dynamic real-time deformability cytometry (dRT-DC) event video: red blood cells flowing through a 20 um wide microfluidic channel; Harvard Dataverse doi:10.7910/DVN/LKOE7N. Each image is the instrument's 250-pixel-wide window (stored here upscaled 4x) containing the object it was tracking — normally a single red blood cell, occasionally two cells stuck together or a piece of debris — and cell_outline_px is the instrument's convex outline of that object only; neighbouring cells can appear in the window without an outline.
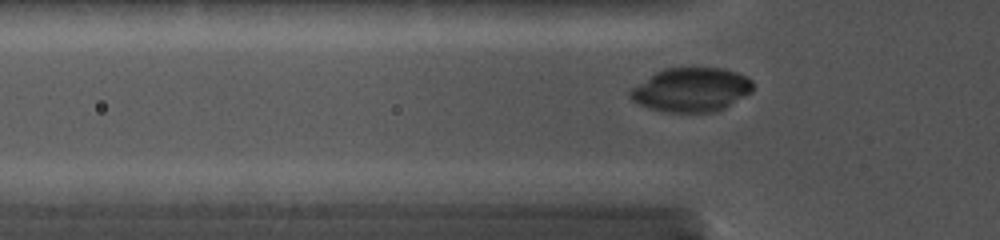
{"species": "common noctule bat (a hibernating species)", "species_latin": "Nyctalus noctula", "temperature_condition": "cold", "stored_images_in_passage": 49, "camera_frame_rate_fps": 5000, "um_per_image_px": 0.085, "animal": {"sex": "female", "body_mass_g": 19.0, "forearm_length_mm": 56.7}, "frame": {"image": 1, "passage_image": 2, "time_ms": 0.2, "image_size_px": [1000, 240], "cell_outline_px": [[752, 92], [720, 108], [708, 112], [672, 112], [652, 108], [640, 104], [632, 96], [632, 88], [656, 72], [664, 68], [724, 68], [748, 76], [752, 80]], "centroid_in_image_um": [58.81, 7.59], "position_along_channel_um": 67.0, "area_um2": 30.52}}
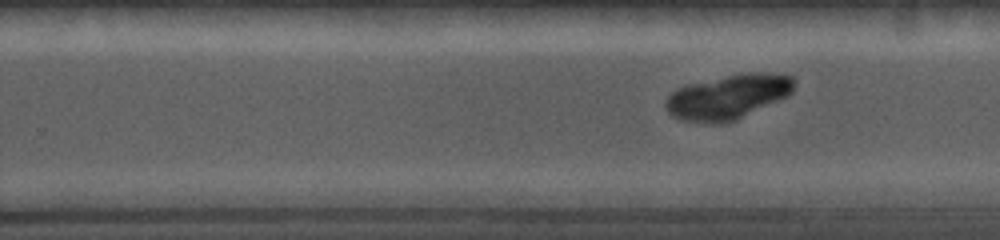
{"frame": {"image": 2, "passage_image": 28, "time_ms": 5.2, "image_size_px": [1000, 240], "cell_outline_px": [[796, 80], [792, 92], [788, 96], [736, 120], [724, 124], [712, 124], [680, 120], [672, 116], [664, 108], [664, 100], [676, 88], [688, 84], [748, 72], [784, 72], [792, 76]], "centroid_in_image_um": [61.9, 8.23], "position_along_channel_um": 267.9, "area_um2": 33.93}}
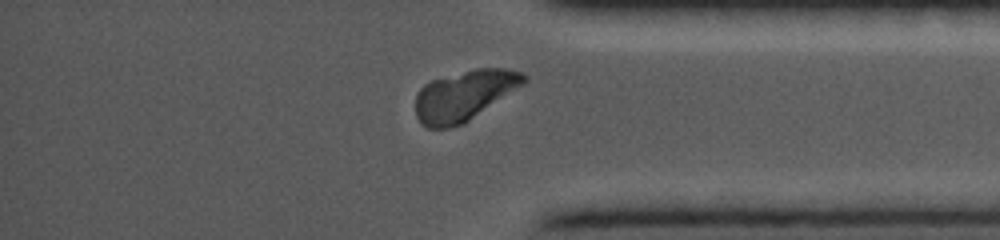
{"frame": {"image": 3, "passage_image": 44, "time_ms": 8.4, "image_size_px": [1000, 240], "cell_outline_px": [[528, 80], [524, 84], [464, 124], [448, 128], [428, 128], [416, 116], [416, 96], [420, 88], [424, 84], [432, 80], [476, 68], [504, 68], [524, 72], [528, 76]], "centroid_in_image_um": [39.5, 8.11], "position_along_channel_um": 395.7, "area_um2": 31.67}}